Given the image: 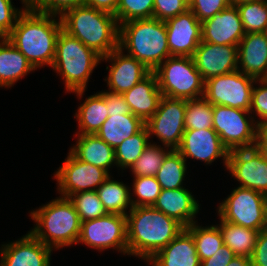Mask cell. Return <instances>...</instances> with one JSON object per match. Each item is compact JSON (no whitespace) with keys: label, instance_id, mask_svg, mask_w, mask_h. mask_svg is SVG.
I'll return each mask as SVG.
<instances>
[{"label":"cell","instance_id":"obj_10","mask_svg":"<svg viewBox=\"0 0 267 266\" xmlns=\"http://www.w3.org/2000/svg\"><path fill=\"white\" fill-rule=\"evenodd\" d=\"M256 79L239 70L205 81L204 98L212 105L250 111L252 89Z\"/></svg>","mask_w":267,"mask_h":266},{"label":"cell","instance_id":"obj_47","mask_svg":"<svg viewBox=\"0 0 267 266\" xmlns=\"http://www.w3.org/2000/svg\"><path fill=\"white\" fill-rule=\"evenodd\" d=\"M235 253L230 250L225 244L219 248V250L212 255L201 261L200 266H227L228 263L235 257Z\"/></svg>","mask_w":267,"mask_h":266},{"label":"cell","instance_id":"obj_34","mask_svg":"<svg viewBox=\"0 0 267 266\" xmlns=\"http://www.w3.org/2000/svg\"><path fill=\"white\" fill-rule=\"evenodd\" d=\"M213 129V105L204 97L186 100L185 130Z\"/></svg>","mask_w":267,"mask_h":266},{"label":"cell","instance_id":"obj_31","mask_svg":"<svg viewBox=\"0 0 267 266\" xmlns=\"http://www.w3.org/2000/svg\"><path fill=\"white\" fill-rule=\"evenodd\" d=\"M186 160L176 150L172 149L165 157L161 168L155 176L162 189L173 190L183 188L186 174Z\"/></svg>","mask_w":267,"mask_h":266},{"label":"cell","instance_id":"obj_26","mask_svg":"<svg viewBox=\"0 0 267 266\" xmlns=\"http://www.w3.org/2000/svg\"><path fill=\"white\" fill-rule=\"evenodd\" d=\"M35 70L7 38H0V87H12L19 79Z\"/></svg>","mask_w":267,"mask_h":266},{"label":"cell","instance_id":"obj_1","mask_svg":"<svg viewBox=\"0 0 267 266\" xmlns=\"http://www.w3.org/2000/svg\"><path fill=\"white\" fill-rule=\"evenodd\" d=\"M58 17L59 19H55ZM62 24L59 16L49 15L26 7L17 19L8 40L39 69L44 65L52 67L56 42Z\"/></svg>","mask_w":267,"mask_h":266},{"label":"cell","instance_id":"obj_29","mask_svg":"<svg viewBox=\"0 0 267 266\" xmlns=\"http://www.w3.org/2000/svg\"><path fill=\"white\" fill-rule=\"evenodd\" d=\"M123 182L112 180L109 176L96 190L98 198L108 214L126 216V209L133 208L131 190Z\"/></svg>","mask_w":267,"mask_h":266},{"label":"cell","instance_id":"obj_36","mask_svg":"<svg viewBox=\"0 0 267 266\" xmlns=\"http://www.w3.org/2000/svg\"><path fill=\"white\" fill-rule=\"evenodd\" d=\"M172 149H164L161 145L150 142L144 149L141 156L130 168L134 177L137 176H156L158 170L161 168L166 155Z\"/></svg>","mask_w":267,"mask_h":266},{"label":"cell","instance_id":"obj_14","mask_svg":"<svg viewBox=\"0 0 267 266\" xmlns=\"http://www.w3.org/2000/svg\"><path fill=\"white\" fill-rule=\"evenodd\" d=\"M227 170L240 184L267 196V156L256 147L229 151Z\"/></svg>","mask_w":267,"mask_h":266},{"label":"cell","instance_id":"obj_19","mask_svg":"<svg viewBox=\"0 0 267 266\" xmlns=\"http://www.w3.org/2000/svg\"><path fill=\"white\" fill-rule=\"evenodd\" d=\"M0 266H50L52 248L30 232L22 238L2 244Z\"/></svg>","mask_w":267,"mask_h":266},{"label":"cell","instance_id":"obj_20","mask_svg":"<svg viewBox=\"0 0 267 266\" xmlns=\"http://www.w3.org/2000/svg\"><path fill=\"white\" fill-rule=\"evenodd\" d=\"M202 41L238 46L245 32L238 9L230 5L226 9L201 22Z\"/></svg>","mask_w":267,"mask_h":266},{"label":"cell","instance_id":"obj_39","mask_svg":"<svg viewBox=\"0 0 267 266\" xmlns=\"http://www.w3.org/2000/svg\"><path fill=\"white\" fill-rule=\"evenodd\" d=\"M154 0H118V25L131 20L153 18Z\"/></svg>","mask_w":267,"mask_h":266},{"label":"cell","instance_id":"obj_21","mask_svg":"<svg viewBox=\"0 0 267 266\" xmlns=\"http://www.w3.org/2000/svg\"><path fill=\"white\" fill-rule=\"evenodd\" d=\"M237 47L238 70L255 79H267V39L263 32L245 33Z\"/></svg>","mask_w":267,"mask_h":266},{"label":"cell","instance_id":"obj_7","mask_svg":"<svg viewBox=\"0 0 267 266\" xmlns=\"http://www.w3.org/2000/svg\"><path fill=\"white\" fill-rule=\"evenodd\" d=\"M153 73L163 96L187 101L204 97L205 81L192 57H168Z\"/></svg>","mask_w":267,"mask_h":266},{"label":"cell","instance_id":"obj_44","mask_svg":"<svg viewBox=\"0 0 267 266\" xmlns=\"http://www.w3.org/2000/svg\"><path fill=\"white\" fill-rule=\"evenodd\" d=\"M22 10L13 7L12 0H0V38H8Z\"/></svg>","mask_w":267,"mask_h":266},{"label":"cell","instance_id":"obj_43","mask_svg":"<svg viewBox=\"0 0 267 266\" xmlns=\"http://www.w3.org/2000/svg\"><path fill=\"white\" fill-rule=\"evenodd\" d=\"M259 87L253 86L250 113L259 116L255 121L257 124L267 122V79H256L255 84Z\"/></svg>","mask_w":267,"mask_h":266},{"label":"cell","instance_id":"obj_23","mask_svg":"<svg viewBox=\"0 0 267 266\" xmlns=\"http://www.w3.org/2000/svg\"><path fill=\"white\" fill-rule=\"evenodd\" d=\"M152 266H200L192 235L184 229L149 261Z\"/></svg>","mask_w":267,"mask_h":266},{"label":"cell","instance_id":"obj_11","mask_svg":"<svg viewBox=\"0 0 267 266\" xmlns=\"http://www.w3.org/2000/svg\"><path fill=\"white\" fill-rule=\"evenodd\" d=\"M79 242L98 251L112 248L128 255L126 216L107 213L81 222Z\"/></svg>","mask_w":267,"mask_h":266},{"label":"cell","instance_id":"obj_33","mask_svg":"<svg viewBox=\"0 0 267 266\" xmlns=\"http://www.w3.org/2000/svg\"><path fill=\"white\" fill-rule=\"evenodd\" d=\"M149 144V133L145 126L135 135L125 139L115 149L116 166L122 170L131 168Z\"/></svg>","mask_w":267,"mask_h":266},{"label":"cell","instance_id":"obj_40","mask_svg":"<svg viewBox=\"0 0 267 266\" xmlns=\"http://www.w3.org/2000/svg\"><path fill=\"white\" fill-rule=\"evenodd\" d=\"M84 5V0H28L27 7L59 17L69 9Z\"/></svg>","mask_w":267,"mask_h":266},{"label":"cell","instance_id":"obj_38","mask_svg":"<svg viewBox=\"0 0 267 266\" xmlns=\"http://www.w3.org/2000/svg\"><path fill=\"white\" fill-rule=\"evenodd\" d=\"M132 189L131 196H137L135 200L131 197L133 207H152L162 190L155 176L134 177Z\"/></svg>","mask_w":267,"mask_h":266},{"label":"cell","instance_id":"obj_41","mask_svg":"<svg viewBox=\"0 0 267 266\" xmlns=\"http://www.w3.org/2000/svg\"><path fill=\"white\" fill-rule=\"evenodd\" d=\"M230 5L229 0H189V10L200 22L212 18Z\"/></svg>","mask_w":267,"mask_h":266},{"label":"cell","instance_id":"obj_52","mask_svg":"<svg viewBox=\"0 0 267 266\" xmlns=\"http://www.w3.org/2000/svg\"><path fill=\"white\" fill-rule=\"evenodd\" d=\"M263 34L265 35L266 39H267V26L265 27Z\"/></svg>","mask_w":267,"mask_h":266},{"label":"cell","instance_id":"obj_8","mask_svg":"<svg viewBox=\"0 0 267 266\" xmlns=\"http://www.w3.org/2000/svg\"><path fill=\"white\" fill-rule=\"evenodd\" d=\"M218 214L223 221L260 232L266 227L267 196L238 186L219 204Z\"/></svg>","mask_w":267,"mask_h":266},{"label":"cell","instance_id":"obj_22","mask_svg":"<svg viewBox=\"0 0 267 266\" xmlns=\"http://www.w3.org/2000/svg\"><path fill=\"white\" fill-rule=\"evenodd\" d=\"M193 196L185 187L173 190L162 189L152 207L176 219L184 227H188L197 222L194 218L200 209L199 202Z\"/></svg>","mask_w":267,"mask_h":266},{"label":"cell","instance_id":"obj_37","mask_svg":"<svg viewBox=\"0 0 267 266\" xmlns=\"http://www.w3.org/2000/svg\"><path fill=\"white\" fill-rule=\"evenodd\" d=\"M68 199L74 205L81 222L93 220L107 214L95 190L72 194Z\"/></svg>","mask_w":267,"mask_h":266},{"label":"cell","instance_id":"obj_30","mask_svg":"<svg viewBox=\"0 0 267 266\" xmlns=\"http://www.w3.org/2000/svg\"><path fill=\"white\" fill-rule=\"evenodd\" d=\"M219 229L224 244L232 250L236 256L251 257L259 231L231 224L223 221L221 218Z\"/></svg>","mask_w":267,"mask_h":266},{"label":"cell","instance_id":"obj_48","mask_svg":"<svg viewBox=\"0 0 267 266\" xmlns=\"http://www.w3.org/2000/svg\"><path fill=\"white\" fill-rule=\"evenodd\" d=\"M84 5L115 15L118 0H84Z\"/></svg>","mask_w":267,"mask_h":266},{"label":"cell","instance_id":"obj_17","mask_svg":"<svg viewBox=\"0 0 267 266\" xmlns=\"http://www.w3.org/2000/svg\"><path fill=\"white\" fill-rule=\"evenodd\" d=\"M123 53L118 47L101 57L102 61L111 62L109 75L104 81H107L108 91L116 94L125 93L151 73L143 63Z\"/></svg>","mask_w":267,"mask_h":266},{"label":"cell","instance_id":"obj_46","mask_svg":"<svg viewBox=\"0 0 267 266\" xmlns=\"http://www.w3.org/2000/svg\"><path fill=\"white\" fill-rule=\"evenodd\" d=\"M250 259L252 266H267V230L264 229L259 232Z\"/></svg>","mask_w":267,"mask_h":266},{"label":"cell","instance_id":"obj_24","mask_svg":"<svg viewBox=\"0 0 267 266\" xmlns=\"http://www.w3.org/2000/svg\"><path fill=\"white\" fill-rule=\"evenodd\" d=\"M122 96L129 105L131 113L146 123L157 111L162 94L156 75L151 72Z\"/></svg>","mask_w":267,"mask_h":266},{"label":"cell","instance_id":"obj_16","mask_svg":"<svg viewBox=\"0 0 267 266\" xmlns=\"http://www.w3.org/2000/svg\"><path fill=\"white\" fill-rule=\"evenodd\" d=\"M204 81L238 70V47L201 41L192 56Z\"/></svg>","mask_w":267,"mask_h":266},{"label":"cell","instance_id":"obj_25","mask_svg":"<svg viewBox=\"0 0 267 266\" xmlns=\"http://www.w3.org/2000/svg\"><path fill=\"white\" fill-rule=\"evenodd\" d=\"M76 144L70 152L79 160L106 170L109 174L115 162V149L96 134H77Z\"/></svg>","mask_w":267,"mask_h":266},{"label":"cell","instance_id":"obj_27","mask_svg":"<svg viewBox=\"0 0 267 266\" xmlns=\"http://www.w3.org/2000/svg\"><path fill=\"white\" fill-rule=\"evenodd\" d=\"M145 127V122L129 114L108 116L96 135L116 149L125 139L135 135Z\"/></svg>","mask_w":267,"mask_h":266},{"label":"cell","instance_id":"obj_6","mask_svg":"<svg viewBox=\"0 0 267 266\" xmlns=\"http://www.w3.org/2000/svg\"><path fill=\"white\" fill-rule=\"evenodd\" d=\"M99 63V54L61 30L56 42L52 69L61 75L67 92H73L78 98H82L89 77Z\"/></svg>","mask_w":267,"mask_h":266},{"label":"cell","instance_id":"obj_32","mask_svg":"<svg viewBox=\"0 0 267 266\" xmlns=\"http://www.w3.org/2000/svg\"><path fill=\"white\" fill-rule=\"evenodd\" d=\"M185 229L194 239L200 262L210 258L224 245L218 225L202 227L198 225V222L197 224L194 222L190 226L185 227Z\"/></svg>","mask_w":267,"mask_h":266},{"label":"cell","instance_id":"obj_12","mask_svg":"<svg viewBox=\"0 0 267 266\" xmlns=\"http://www.w3.org/2000/svg\"><path fill=\"white\" fill-rule=\"evenodd\" d=\"M186 100L161 97L157 111L145 123L149 138L155 135L167 149H177L185 131Z\"/></svg>","mask_w":267,"mask_h":266},{"label":"cell","instance_id":"obj_4","mask_svg":"<svg viewBox=\"0 0 267 266\" xmlns=\"http://www.w3.org/2000/svg\"><path fill=\"white\" fill-rule=\"evenodd\" d=\"M119 48L153 72L171 57L166 24L156 18L131 20L119 25Z\"/></svg>","mask_w":267,"mask_h":266},{"label":"cell","instance_id":"obj_35","mask_svg":"<svg viewBox=\"0 0 267 266\" xmlns=\"http://www.w3.org/2000/svg\"><path fill=\"white\" fill-rule=\"evenodd\" d=\"M245 33L263 32L267 26V0L236 5Z\"/></svg>","mask_w":267,"mask_h":266},{"label":"cell","instance_id":"obj_51","mask_svg":"<svg viewBox=\"0 0 267 266\" xmlns=\"http://www.w3.org/2000/svg\"><path fill=\"white\" fill-rule=\"evenodd\" d=\"M251 1H256V0H229L230 4L235 6L241 3L251 2Z\"/></svg>","mask_w":267,"mask_h":266},{"label":"cell","instance_id":"obj_42","mask_svg":"<svg viewBox=\"0 0 267 266\" xmlns=\"http://www.w3.org/2000/svg\"><path fill=\"white\" fill-rule=\"evenodd\" d=\"M189 9V0H154L153 18L166 21Z\"/></svg>","mask_w":267,"mask_h":266},{"label":"cell","instance_id":"obj_3","mask_svg":"<svg viewBox=\"0 0 267 266\" xmlns=\"http://www.w3.org/2000/svg\"><path fill=\"white\" fill-rule=\"evenodd\" d=\"M60 20L63 31L101 57L119 47V25L115 15L81 5L64 12Z\"/></svg>","mask_w":267,"mask_h":266},{"label":"cell","instance_id":"obj_9","mask_svg":"<svg viewBox=\"0 0 267 266\" xmlns=\"http://www.w3.org/2000/svg\"><path fill=\"white\" fill-rule=\"evenodd\" d=\"M254 121L250 111L213 105V129L229 151L255 147L258 124Z\"/></svg>","mask_w":267,"mask_h":266},{"label":"cell","instance_id":"obj_15","mask_svg":"<svg viewBox=\"0 0 267 266\" xmlns=\"http://www.w3.org/2000/svg\"><path fill=\"white\" fill-rule=\"evenodd\" d=\"M164 22L171 56L192 57L202 41L201 22L189 9Z\"/></svg>","mask_w":267,"mask_h":266},{"label":"cell","instance_id":"obj_18","mask_svg":"<svg viewBox=\"0 0 267 266\" xmlns=\"http://www.w3.org/2000/svg\"><path fill=\"white\" fill-rule=\"evenodd\" d=\"M176 150L186 161L190 157L206 164L223 157V163L227 167L229 150L222 144L214 129L185 130L181 144Z\"/></svg>","mask_w":267,"mask_h":266},{"label":"cell","instance_id":"obj_50","mask_svg":"<svg viewBox=\"0 0 267 266\" xmlns=\"http://www.w3.org/2000/svg\"><path fill=\"white\" fill-rule=\"evenodd\" d=\"M227 266H252L250 257L235 256Z\"/></svg>","mask_w":267,"mask_h":266},{"label":"cell","instance_id":"obj_13","mask_svg":"<svg viewBox=\"0 0 267 266\" xmlns=\"http://www.w3.org/2000/svg\"><path fill=\"white\" fill-rule=\"evenodd\" d=\"M110 174L97 166L77 159L71 152L64 163L54 174L57 180V191L62 197L68 198L79 192L97 190Z\"/></svg>","mask_w":267,"mask_h":266},{"label":"cell","instance_id":"obj_5","mask_svg":"<svg viewBox=\"0 0 267 266\" xmlns=\"http://www.w3.org/2000/svg\"><path fill=\"white\" fill-rule=\"evenodd\" d=\"M35 227L29 232L44 245L60 249L78 244L81 220L72 202L59 196L30 212Z\"/></svg>","mask_w":267,"mask_h":266},{"label":"cell","instance_id":"obj_45","mask_svg":"<svg viewBox=\"0 0 267 266\" xmlns=\"http://www.w3.org/2000/svg\"><path fill=\"white\" fill-rule=\"evenodd\" d=\"M101 93L106 98V104L109 116H112V114L123 115L131 113L129 105L126 103L122 94L112 93L107 90Z\"/></svg>","mask_w":267,"mask_h":266},{"label":"cell","instance_id":"obj_2","mask_svg":"<svg viewBox=\"0 0 267 266\" xmlns=\"http://www.w3.org/2000/svg\"><path fill=\"white\" fill-rule=\"evenodd\" d=\"M128 213V255L145 261H149L185 229L176 219L153 207H133Z\"/></svg>","mask_w":267,"mask_h":266},{"label":"cell","instance_id":"obj_28","mask_svg":"<svg viewBox=\"0 0 267 266\" xmlns=\"http://www.w3.org/2000/svg\"><path fill=\"white\" fill-rule=\"evenodd\" d=\"M108 116L106 98L101 91L88 96L75 113L78 134H96Z\"/></svg>","mask_w":267,"mask_h":266},{"label":"cell","instance_id":"obj_49","mask_svg":"<svg viewBox=\"0 0 267 266\" xmlns=\"http://www.w3.org/2000/svg\"><path fill=\"white\" fill-rule=\"evenodd\" d=\"M255 147L267 156V122L258 124Z\"/></svg>","mask_w":267,"mask_h":266}]
</instances>
